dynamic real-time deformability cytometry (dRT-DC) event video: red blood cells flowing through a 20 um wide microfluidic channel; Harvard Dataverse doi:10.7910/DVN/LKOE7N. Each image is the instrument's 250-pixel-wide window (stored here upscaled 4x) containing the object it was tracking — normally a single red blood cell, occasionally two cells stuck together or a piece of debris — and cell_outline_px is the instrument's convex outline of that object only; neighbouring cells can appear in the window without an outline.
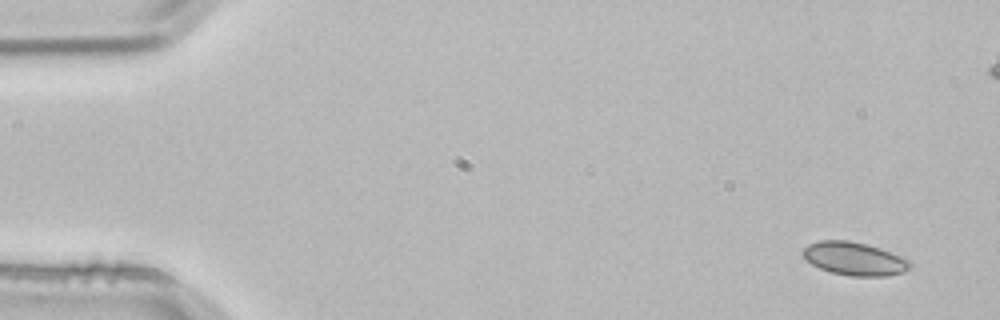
{"species": "common noctule bat (a hibernating species)", "species_latin": "Nyctalus noctula", "temperature_condition": "room temperature", "stored_images_in_passage": 5, "camera_frame_rate_fps": 3000, "um_per_image_px": 0.085, "animal": {"sex": "male", "body_mass_g": 21.5, "forearm_length_mm": 52.0}, "frame": {"image": 1, "passage_image": 1, "time_ms": 0.0, "image_size_px": [1000, 320], "cell_outline_px": [[912, 264], [904, 272], [888, 276], [848, 276], [832, 272], [820, 268], [804, 260], [800, 252], [808, 244], [820, 240], [848, 240], [880, 248], [904, 256]], "centroid_in_image_um": [72.6, 21.99], "position_along_channel_um": 12.4, "area_um2": 20.92}}